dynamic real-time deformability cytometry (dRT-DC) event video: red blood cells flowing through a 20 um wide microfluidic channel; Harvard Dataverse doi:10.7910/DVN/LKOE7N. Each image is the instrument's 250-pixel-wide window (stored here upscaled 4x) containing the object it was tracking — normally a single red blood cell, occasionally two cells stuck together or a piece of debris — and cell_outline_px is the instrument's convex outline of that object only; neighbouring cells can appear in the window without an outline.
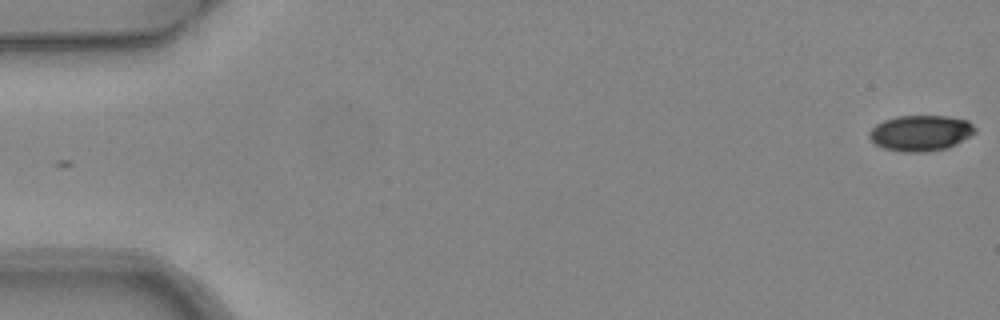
{"species": "common noctule bat (a hibernating species)", "species_latin": "Nyctalus noctula", "temperature_condition": "warm", "stored_images_in_passage": 5, "camera_frame_rate_fps": 3000, "um_per_image_px": 0.085, "animal": {"sex": "female", "body_mass_g": 24.6, "forearm_length_mm": 56.2}, "frame": {"image": 1, "passage_image": 1, "time_ms": 0.0, "image_size_px": [1000, 320], "cell_outline_px": [[976, 132], [956, 144], [948, 148], [928, 152], [904, 152], [884, 148], [876, 144], [868, 136], [868, 132], [876, 124], [884, 120], [896, 116], [948, 116], [968, 120], [976, 128]], "centroid_in_image_um": [78.26, 11.3], "position_along_channel_um": 6.7, "area_um2": 22.14}}
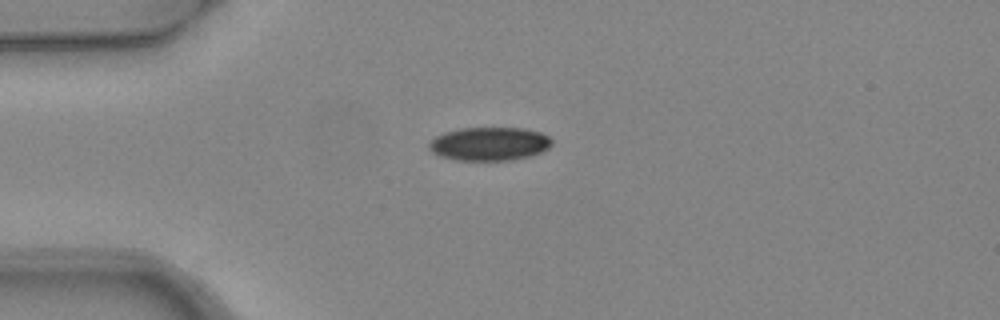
{"frame": {"image": 2, "passage_image": 4, "time_ms": 1.0, "image_size_px": [1000, 320], "cell_outline_px": [[552, 144], [548, 148], [540, 152], [528, 156], [512, 160], [456, 160], [440, 156], [432, 152], [428, 148], [428, 144], [436, 136], [444, 132], [460, 128], [524, 128], [540, 132], [548, 136], [552, 140]], "centroid_in_image_um": [41.58, 12.22], "position_along_channel_um": 43.4, "area_um2": 23.93}}